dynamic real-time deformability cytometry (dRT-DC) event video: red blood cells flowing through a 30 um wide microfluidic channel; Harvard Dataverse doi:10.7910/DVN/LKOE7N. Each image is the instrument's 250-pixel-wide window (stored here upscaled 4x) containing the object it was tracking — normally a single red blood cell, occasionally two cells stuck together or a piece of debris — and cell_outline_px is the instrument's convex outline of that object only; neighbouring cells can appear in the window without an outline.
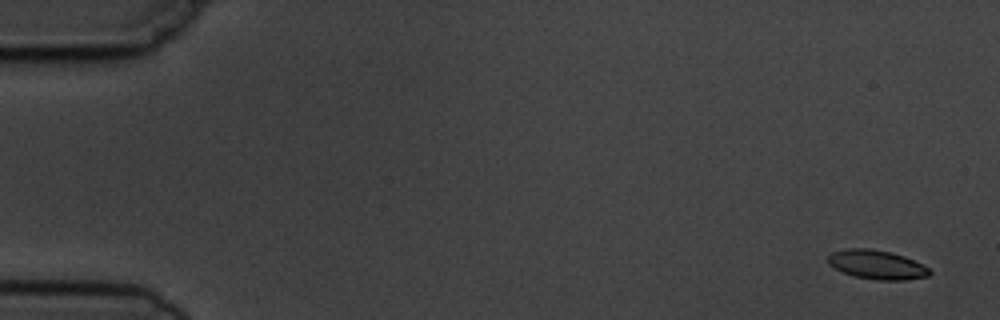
{"species": "common noctule bat (a hibernating species)", "species_latin": "Nyctalus noctula", "temperature_condition": "cold", "stored_images_in_passage": 11, "camera_frame_rate_fps": 3000, "um_per_image_px": 0.085, "animal": {"sex": "male", "body_mass_g": 19.5, "forearm_length_mm": 54.6}, "frame": {"image": 1, "passage_image": 1, "time_ms": 0.0, "image_size_px": [1000, 320], "cell_outline_px": [[932, 272], [928, 276], [904, 280], [876, 280], [852, 276], [828, 264], [828, 256], [832, 252], [848, 248], [872, 248], [892, 252], [904, 256], [928, 268]], "centroid_in_image_um": [74.51, 22.49], "position_along_channel_um": 10.5, "area_um2": 17.17}}
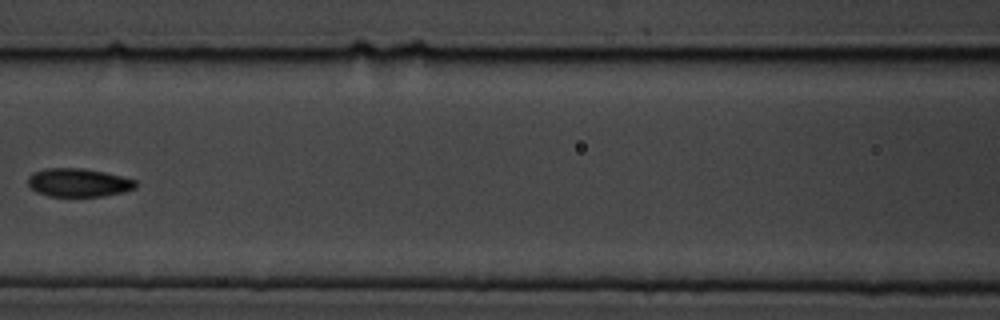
{"frame": {"image": 2, "passage_image": 7, "time_ms": 7.667, "image_size_px": [1000, 320], "cell_outline_px": [[136, 188], [124, 192], [104, 196], [48, 196], [36, 192], [28, 184], [28, 176], [32, 172], [44, 168], [84, 168], [104, 172], [136, 180]], "centroid_in_image_um": [6.65, 15.52], "position_along_channel_um": 159.9, "area_um2": 17.92}}
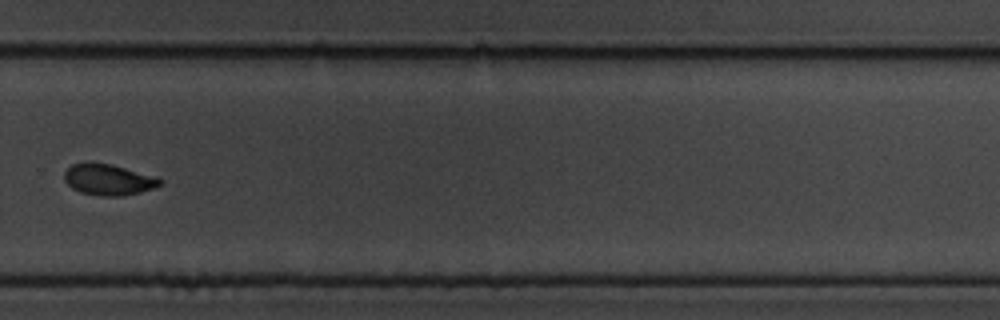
{"frame": {"image": 3, "passage_image": 11, "time_ms": 12.0, "image_size_px": [1000, 320], "cell_outline_px": [[164, 184], [140, 192], [120, 196], [100, 196], [80, 192], [72, 188], [64, 180], [64, 172], [72, 164], [84, 160], [88, 160], [112, 164], [156, 176], [164, 180]], "centroid_in_image_um": [9.21, 15.23], "position_along_channel_um": 320.6, "area_um2": 17.8}}